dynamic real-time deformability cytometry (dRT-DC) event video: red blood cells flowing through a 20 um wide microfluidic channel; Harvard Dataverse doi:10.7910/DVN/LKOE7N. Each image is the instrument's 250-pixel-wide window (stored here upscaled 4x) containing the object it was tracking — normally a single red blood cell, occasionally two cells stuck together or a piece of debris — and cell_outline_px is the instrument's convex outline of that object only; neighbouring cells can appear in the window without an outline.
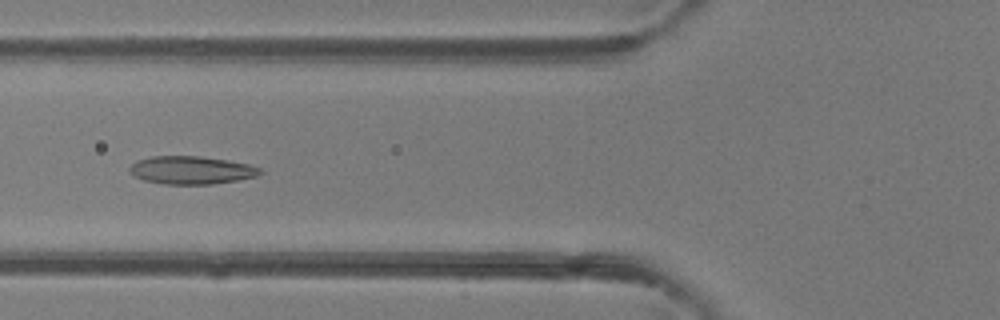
{"species": "common noctule bat (a hibernating species)", "species_latin": "Nyctalus noctula", "temperature_condition": "room temperature", "stored_images_in_passage": 47, "camera_frame_rate_fps": 3000, "um_per_image_px": 0.085, "animal": {"sex": "female"}, "frame": {"image": 1, "passage_image": 18, "time_ms": 5.667, "image_size_px": [1000, 320], "cell_outline_px": [[264, 172], [256, 176], [236, 180], [212, 184], [164, 184], [144, 180], [132, 176], [128, 168], [136, 160], [152, 156], [200, 156], [228, 160], [248, 164], [260, 168]], "centroid_in_image_um": [16.23, 14.46], "position_along_channel_um": 109.6, "area_um2": 21.33}}
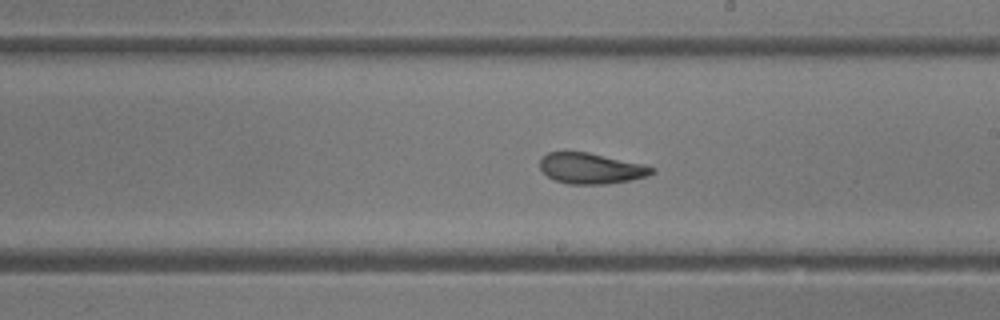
{"frame": {"image": 2, "passage_image": 27, "time_ms": 8.667, "image_size_px": [1000, 320], "cell_outline_px": [[656, 172], [648, 176], [632, 180], [608, 184], [568, 184], [556, 180], [548, 176], [540, 168], [540, 156], [548, 152], [588, 152], [644, 164], [656, 168]], "centroid_in_image_um": [50.27, 14.31], "position_along_channel_um": 238.7, "area_um2": 20.23}}
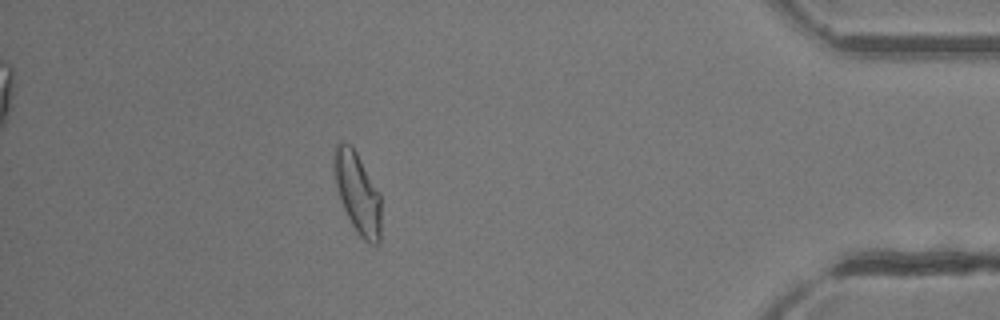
{"frame": {"image": 3, "passage_image": 42, "time_ms": 13.667, "image_size_px": [1000, 320], "cell_outline_px": [[380, 244], [372, 244], [364, 240], [360, 236], [352, 224], [344, 208], [336, 184], [332, 164], [332, 152], [336, 144], [340, 140], [348, 144], [356, 152], [380, 192]], "centroid_in_image_um": [30.38, 16.35], "position_along_channel_um": 404.8, "area_um2": 22.14}, "authors_computed_cell_mechanics": {"area_um2": 22.1374, "velocity_mm_per_s": 4.3074, "shape_relaxation_time_tau1_ms": 5.4248, "shape_relaxation_time_tau2_ms": 1.5467, "deformation_change_tau1": 0.1645, "deformation_change_tau2": 0.0772}}